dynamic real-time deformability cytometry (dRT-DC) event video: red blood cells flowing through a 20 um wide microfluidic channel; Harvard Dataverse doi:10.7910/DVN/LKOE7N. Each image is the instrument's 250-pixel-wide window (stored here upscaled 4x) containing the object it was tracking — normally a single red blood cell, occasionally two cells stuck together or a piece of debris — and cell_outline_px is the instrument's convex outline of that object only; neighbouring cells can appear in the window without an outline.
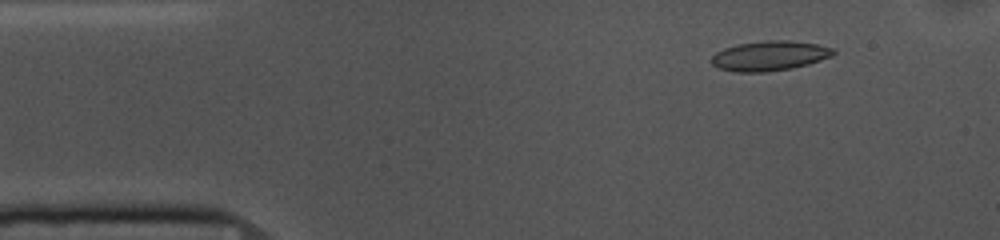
{"species": "common noctule bat (a hibernating species)", "species_latin": "Nyctalus noctula", "temperature_condition": "cold", "stored_images_in_passage": 53, "camera_frame_rate_fps": 3000, "um_per_image_px": 0.085, "animal": {"sex": "female", "body_mass_g": 10.0, "forearm_length_mm": 53.1}, "frame": {"image": 1, "passage_image": 6, "time_ms": 1.667, "image_size_px": [1000, 240], "cell_outline_px": [[836, 52], [832, 56], [808, 64], [792, 68], [764, 72], [736, 72], [720, 68], [712, 64], [712, 56], [716, 52], [724, 48], [740, 44], [764, 40], [788, 40], [816, 44], [832, 48]], "centroid_in_image_um": [65.42, 4.74], "position_along_channel_um": 19.6, "area_um2": 20.98}}
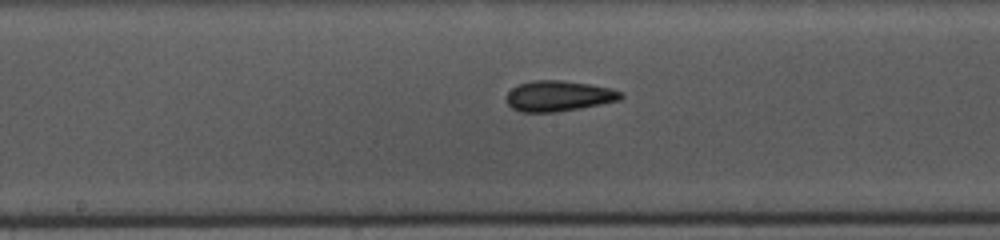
{"frame": {"image": 2, "passage_image": 26, "time_ms": 8.333, "image_size_px": [1000, 240], "cell_outline_px": [[624, 96], [620, 100], [580, 108], [556, 112], [520, 112], [512, 108], [508, 104], [508, 92], [512, 88], [520, 84], [532, 80], [560, 80], [588, 84], [608, 88], [624, 92]], "centroid_in_image_um": [47.49, 8.16], "position_along_channel_um": 200.7, "area_um2": 20.23}}
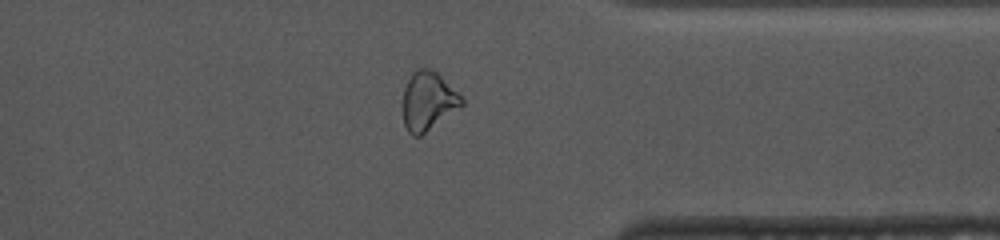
{"frame": {"image": 3, "passage_image": 41, "time_ms": 13.333, "image_size_px": [1000, 240], "cell_outline_px": [[464, 104], [420, 136], [412, 136], [408, 132], [404, 124], [400, 104], [404, 88], [412, 72], [416, 68], [432, 68], [464, 100]], "centroid_in_image_um": [36.31, 8.59], "position_along_channel_um": 375.1, "area_um2": 20.17}, "authors_computed_cell_mechanics": {"area_um2": 20.23, "velocity_mm_per_s": 3.6659, "shape_relaxation_time_tau1_ms": 10.9578, "shape_relaxation_time_tau2_ms": 1.3641, "deformation_change_tau1": 0.1793, "deformation_change_tau2": 0.0692}}